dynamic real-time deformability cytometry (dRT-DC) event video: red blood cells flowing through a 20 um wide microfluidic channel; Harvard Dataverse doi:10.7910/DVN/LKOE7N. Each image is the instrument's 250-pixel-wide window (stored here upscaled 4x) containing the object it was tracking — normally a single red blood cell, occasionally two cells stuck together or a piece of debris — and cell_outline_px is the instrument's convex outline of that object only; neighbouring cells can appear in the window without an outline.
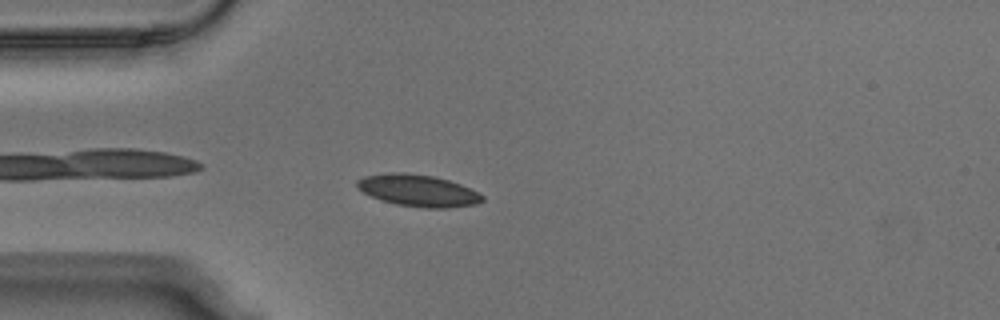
{"species": "Egyptian fruit bat (a non-hibernating species)", "species_latin": "Rousettus aegyptiacus", "temperature_condition": "warm", "stored_images_in_passage": 5, "camera_frame_rate_fps": 3000, "um_per_image_px": 0.085, "animal": {"sex": "male"}, "frame": {"image": 1, "passage_image": 5, "time_ms": 1.333, "image_size_px": [1000, 320], "cell_outline_px": [[484, 200], [476, 204], [448, 208], [424, 208], [396, 204], [372, 196], [356, 188], [356, 180], [364, 176], [392, 172], [404, 172], [432, 176], [448, 180], [460, 184], [484, 196]], "centroid_in_image_um": [35.52, 16.19], "position_along_channel_um": 49.5, "area_um2": 23.06}}